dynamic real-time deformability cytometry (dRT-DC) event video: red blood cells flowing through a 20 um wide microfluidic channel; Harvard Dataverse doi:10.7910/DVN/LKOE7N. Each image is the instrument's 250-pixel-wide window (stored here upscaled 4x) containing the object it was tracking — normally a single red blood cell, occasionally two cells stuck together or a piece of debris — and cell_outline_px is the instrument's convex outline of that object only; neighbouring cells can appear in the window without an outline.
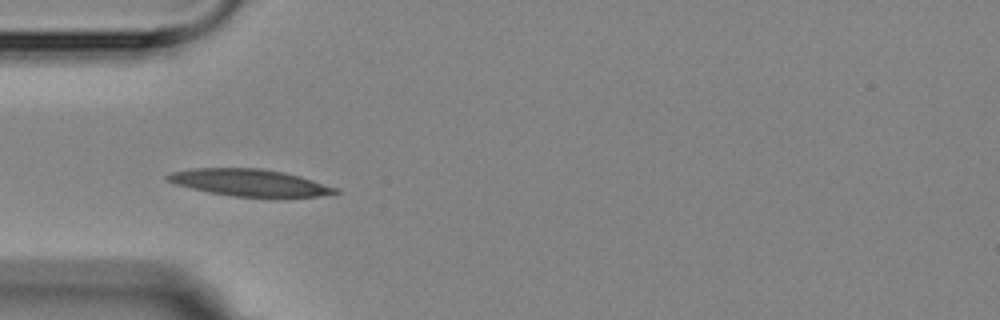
{"species": "Egyptian fruit bat (a non-hibernating species)", "species_latin": "Rousettus aegyptiacus", "temperature_condition": "room temperature", "stored_images_in_passage": 3, "camera_frame_rate_fps": 3000, "um_per_image_px": 0.085, "animal": {"sex": "female"}, "frame": {"image": 1, "passage_image": 1, "time_ms": 0.0, "image_size_px": [1000, 320], "cell_outline_px": [[340, 192], [320, 196], [232, 196], [208, 192], [176, 184], [168, 180], [164, 176], [168, 172], [192, 168], [260, 168], [284, 172], [300, 176], [340, 188]], "centroid_in_image_um": [21.2, 15.5], "position_along_channel_um": 63.8, "area_um2": 26.18}}
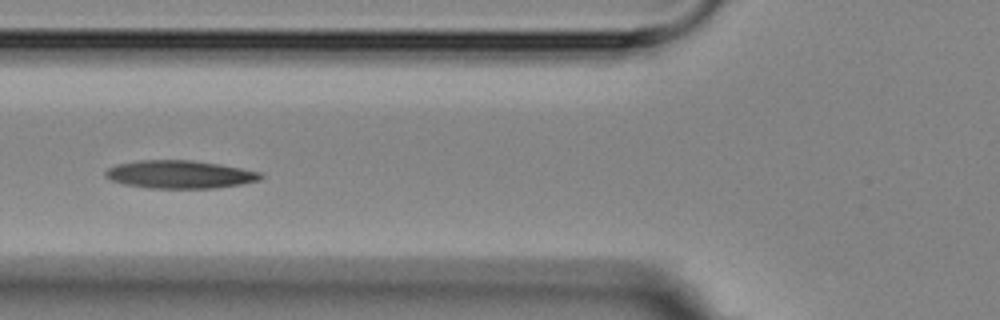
{"frame": {"image": 2, "passage_image": 2, "time_ms": 1.333, "image_size_px": [1000, 320], "cell_outline_px": [[264, 176], [260, 180], [240, 184], [216, 188], [148, 188], [124, 184], [112, 180], [104, 176], [104, 172], [108, 168], [116, 164], [136, 160], [192, 160], [220, 164], [260, 172]], "centroid_in_image_um": [15.26, 14.82], "position_along_channel_um": 110.5, "area_um2": 25.37}}
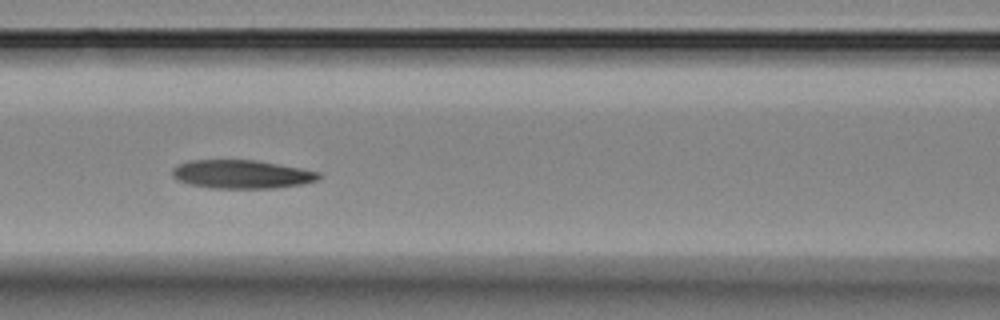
{"frame": {"image": 3, "passage_image": 3, "time_ms": 2.333, "image_size_px": [1000, 320], "cell_outline_px": [[324, 176], [316, 180], [304, 184], [272, 188], [212, 188], [188, 184], [176, 180], [172, 176], [172, 168], [180, 164], [192, 160], [256, 160], [300, 168], [320, 172]], "centroid_in_image_um": [20.55, 14.81], "position_along_channel_um": 146.1, "area_um2": 24.39}}